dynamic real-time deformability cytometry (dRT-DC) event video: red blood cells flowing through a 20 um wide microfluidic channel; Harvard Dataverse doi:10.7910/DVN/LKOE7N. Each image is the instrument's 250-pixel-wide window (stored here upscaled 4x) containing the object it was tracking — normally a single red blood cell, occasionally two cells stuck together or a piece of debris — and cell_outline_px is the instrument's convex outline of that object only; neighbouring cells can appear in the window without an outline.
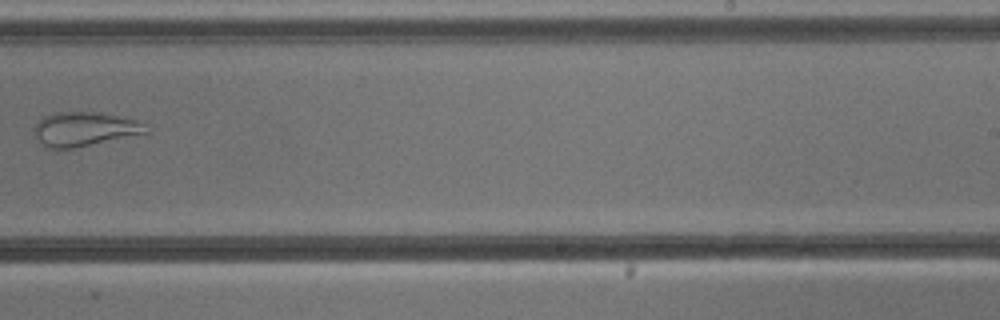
{"species": "common noctule bat (a hibernating species)", "species_latin": "Nyctalus noctula", "temperature_condition": "cold", "stored_images_in_passage": 8, "camera_frame_rate_fps": 3000, "um_per_image_px": 0.085, "animal": {"sex": "male", "body_mass_g": 13.3}, "frame": {"image": 1, "passage_image": 8, "time_ms": 9.0, "image_size_px": [1000, 320], "cell_outline_px": [[148, 132], [76, 148], [56, 152], [48, 148], [36, 136], [32, 128], [36, 120], [44, 116], [56, 112], [100, 112], [136, 120]], "centroid_in_image_um": [7.05, 10.99], "position_along_channel_um": 281.9, "area_um2": 22.31}}